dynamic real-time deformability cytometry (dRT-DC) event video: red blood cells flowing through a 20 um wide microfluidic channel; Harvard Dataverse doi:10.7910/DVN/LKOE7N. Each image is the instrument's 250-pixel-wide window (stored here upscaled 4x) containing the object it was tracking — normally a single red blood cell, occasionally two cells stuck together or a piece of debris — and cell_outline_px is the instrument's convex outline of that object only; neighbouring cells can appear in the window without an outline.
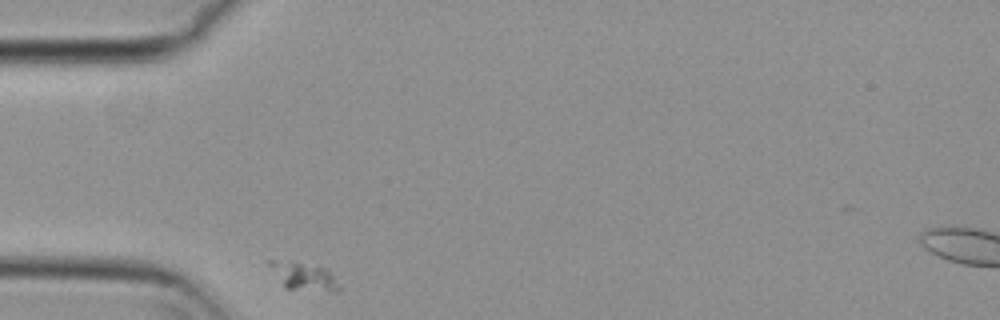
{"species": "common noctule bat (a hibernating species)", "species_latin": "Nyctalus noctula", "temperature_condition": "cold", "stored_images_in_passage": 34, "camera_frame_rate_fps": 3000, "um_per_image_px": 0.085, "animal": {"sex": "female", "body_mass_g": 29.2, "forearm_length_mm": 56.3}, "frame": {"image": 1, "passage_image": 1, "time_ms": 0.0, "image_size_px": [1000, 320], "cell_outline_px": [[340, 288], [336, 292], [328, 292], [284, 288], [268, 264], [268, 260], [292, 260], [324, 268], [332, 276]], "centroid_in_image_um": [25.77, 23.48], "position_along_channel_um": 59.2, "area_um2": 11.21}}
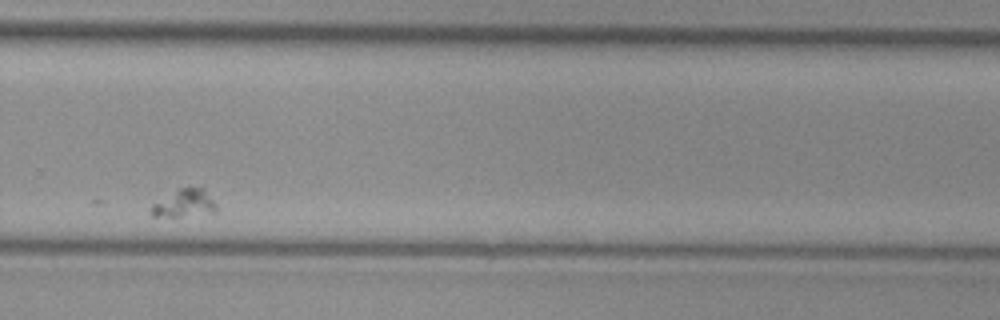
{"frame": {"image": 2, "passage_image": 27, "time_ms": 8.667, "image_size_px": [1000, 320], "cell_outline_px": [[216, 212], [180, 216], [152, 216], [148, 208], [152, 204], [180, 188], [204, 188], [216, 204]], "centroid_in_image_um": [15.65, 17.29], "position_along_channel_um": 314.2, "area_um2": 10.29}}